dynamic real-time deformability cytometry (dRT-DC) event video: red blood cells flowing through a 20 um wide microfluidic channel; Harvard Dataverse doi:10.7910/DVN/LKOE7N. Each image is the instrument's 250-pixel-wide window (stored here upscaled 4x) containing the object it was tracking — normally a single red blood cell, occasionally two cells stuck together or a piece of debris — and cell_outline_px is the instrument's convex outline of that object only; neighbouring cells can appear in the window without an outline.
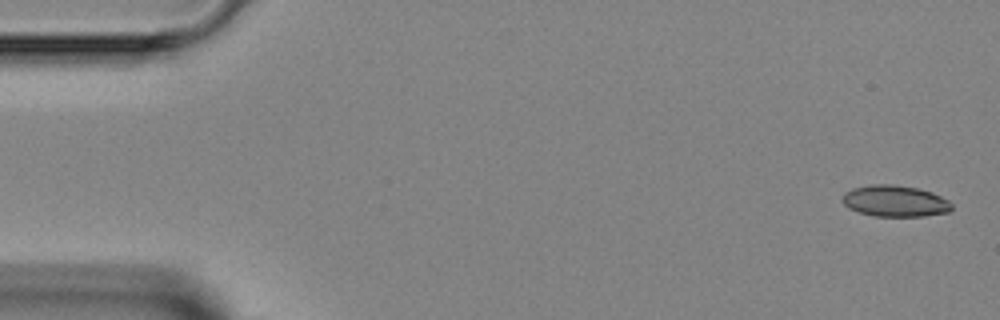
{"species": "Egyptian fruit bat (a non-hibernating species)", "species_latin": "Rousettus aegyptiacus", "temperature_condition": "room temperature", "stored_images_in_passage": 46, "camera_frame_rate_fps": 3000, "um_per_image_px": 0.085, "animal": {"sex": "female"}, "frame": {"image": 1, "passage_image": 1, "time_ms": 0.0, "image_size_px": [1000, 320], "cell_outline_px": [[952, 208], [948, 212], [924, 216], [872, 216], [848, 208], [840, 200], [844, 192], [852, 188], [872, 184], [892, 184], [916, 188], [932, 192], [948, 200], [952, 204]], "centroid_in_image_um": [76.04, 17.08], "position_along_channel_um": 9.0, "area_um2": 20.06}}
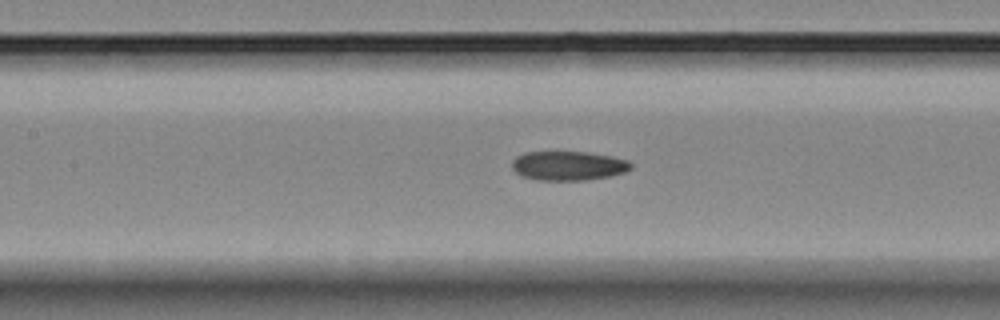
{"frame": {"image": 2, "passage_image": 20, "time_ms": 6.333, "image_size_px": [1000, 320], "cell_outline_px": [[632, 168], [624, 172], [608, 176], [584, 180], [536, 180], [520, 176], [512, 168], [512, 160], [516, 156], [524, 152], [588, 152], [612, 156], [628, 160], [632, 164]], "centroid_in_image_um": [48.28, 14.08], "position_along_channel_um": 159.1, "area_um2": 20.35}}
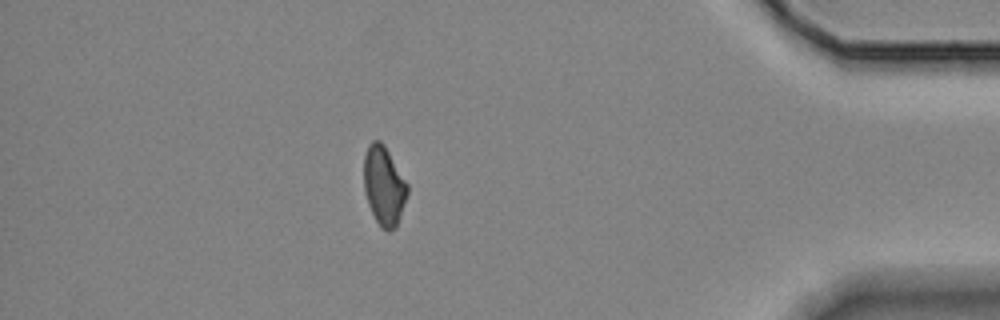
{"frame": {"image": 3, "passage_image": 40, "time_ms": 13.0, "image_size_px": [1000, 320], "cell_outline_px": [[408, 192], [396, 228], [388, 232], [380, 228], [368, 204], [364, 192], [364, 156], [368, 144], [372, 140], [380, 140], [384, 144], [408, 184]], "centroid_in_image_um": [32.62, 15.79], "position_along_channel_um": 402.6, "area_um2": 20.17}}